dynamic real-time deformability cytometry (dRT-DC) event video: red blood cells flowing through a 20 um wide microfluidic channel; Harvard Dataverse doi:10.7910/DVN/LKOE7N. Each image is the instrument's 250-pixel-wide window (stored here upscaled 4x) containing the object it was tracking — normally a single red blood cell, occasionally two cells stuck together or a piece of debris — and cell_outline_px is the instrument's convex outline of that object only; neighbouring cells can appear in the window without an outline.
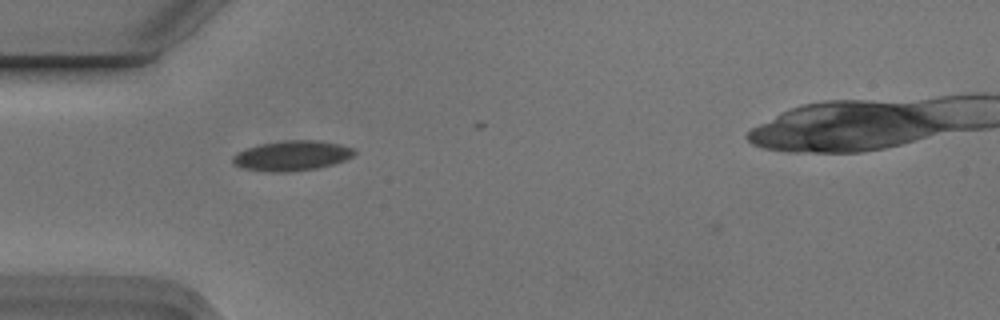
{"species": "Egyptian fruit bat (a non-hibernating species)", "species_latin": "Rousettus aegyptiacus", "temperature_condition": "cold", "stored_images_in_passage": 2, "camera_frame_rate_fps": 3000, "um_per_image_px": 0.085, "animal": {"sex": "male"}, "frame": {"image": 1, "passage_image": 1, "time_ms": 0.0, "image_size_px": [1000, 320], "cell_outline_px": [[356, 152], [352, 156], [344, 160], [332, 164], [316, 168], [288, 172], [272, 172], [240, 168], [232, 164], [232, 156], [236, 152], [244, 148], [260, 144], [284, 140], [316, 140], [340, 144], [352, 148]], "centroid_in_image_um": [24.74, 13.23], "position_along_channel_um": 60.3, "area_um2": 21.39}}